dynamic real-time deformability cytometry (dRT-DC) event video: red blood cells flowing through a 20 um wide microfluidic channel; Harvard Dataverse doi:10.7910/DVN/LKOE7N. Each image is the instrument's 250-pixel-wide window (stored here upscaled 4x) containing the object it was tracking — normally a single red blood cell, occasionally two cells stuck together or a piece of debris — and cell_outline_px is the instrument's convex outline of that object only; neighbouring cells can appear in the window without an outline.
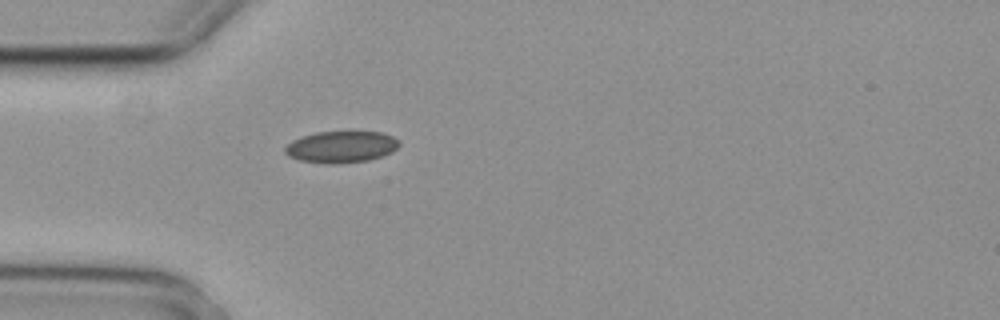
{"species": "common noctule bat (a hibernating species)", "species_latin": "Nyctalus noctula", "temperature_condition": "cold", "stored_images_in_passage": 1, "camera_frame_rate_fps": 3000, "um_per_image_px": 0.085, "animal": {"sex": "female", "body_mass_g": 29.2, "forearm_length_mm": 56.3}, "frame": {"image": 1, "passage_image": 1, "time_ms": 0.0, "image_size_px": [1000, 320], "cell_outline_px": [[400, 144], [392, 152], [368, 160], [336, 164], [332, 164], [300, 160], [288, 156], [284, 152], [284, 148], [292, 140], [316, 132], [384, 132], [400, 140]], "centroid_in_image_um": [29.01, 12.48], "position_along_channel_um": 56.0, "area_um2": 20.92}}